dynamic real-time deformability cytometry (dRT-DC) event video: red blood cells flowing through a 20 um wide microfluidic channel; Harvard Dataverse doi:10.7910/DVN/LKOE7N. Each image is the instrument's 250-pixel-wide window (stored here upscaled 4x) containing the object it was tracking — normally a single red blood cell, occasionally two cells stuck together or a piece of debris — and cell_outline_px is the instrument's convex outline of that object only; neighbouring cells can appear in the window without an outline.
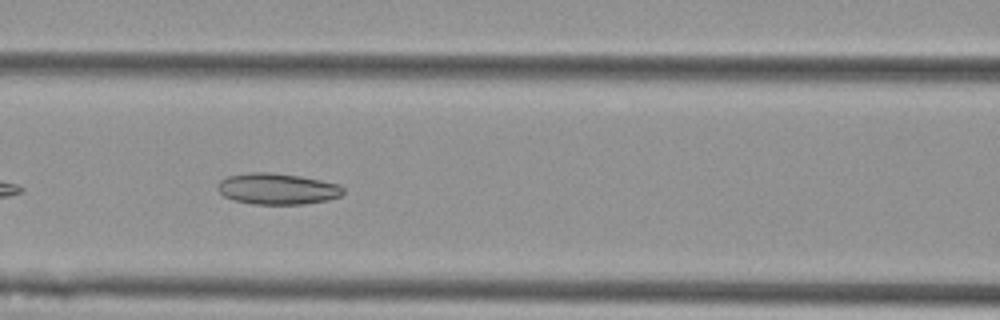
{"species": "Egyptian fruit bat (a non-hibernating species)", "species_latin": "Rousettus aegyptiacus", "temperature_condition": "cold", "stored_images_in_passage": 38, "camera_frame_rate_fps": 3000, "um_per_image_px": 0.085, "animal": {"sex": "female"}, "frame": {"image": 1, "passage_image": 9, "time_ms": 2.667, "image_size_px": [1000, 320], "cell_outline_px": [[344, 192], [340, 196], [328, 200], [304, 204], [252, 204], [232, 200], [224, 196], [216, 188], [220, 180], [228, 176], [248, 172], [268, 172], [300, 176], [340, 184], [344, 188]], "centroid_in_image_um": [23.56, 16.05], "position_along_channel_um": 143.0, "area_um2": 22.95}}
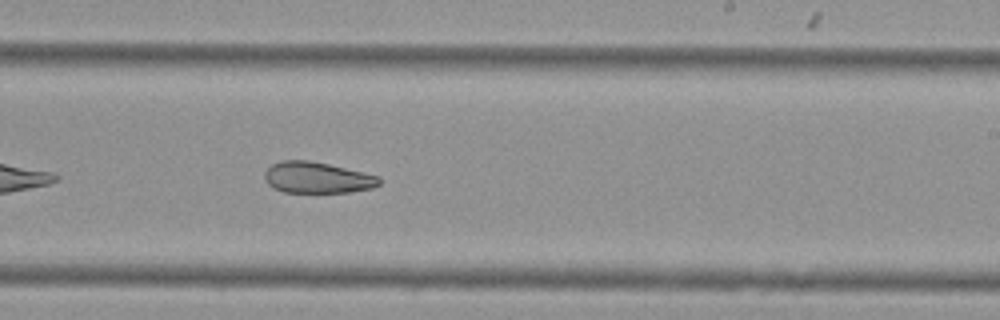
{"frame": {"image": 2, "passage_image": 19, "time_ms": 6.0, "image_size_px": [1000, 320], "cell_outline_px": [[380, 184], [372, 188], [348, 192], [284, 192], [272, 188], [264, 180], [264, 172], [272, 164], [280, 160], [308, 160], [328, 164], [380, 176]], "centroid_in_image_um": [26.93, 15.09], "position_along_channel_um": 262.1, "area_um2": 20.87}}
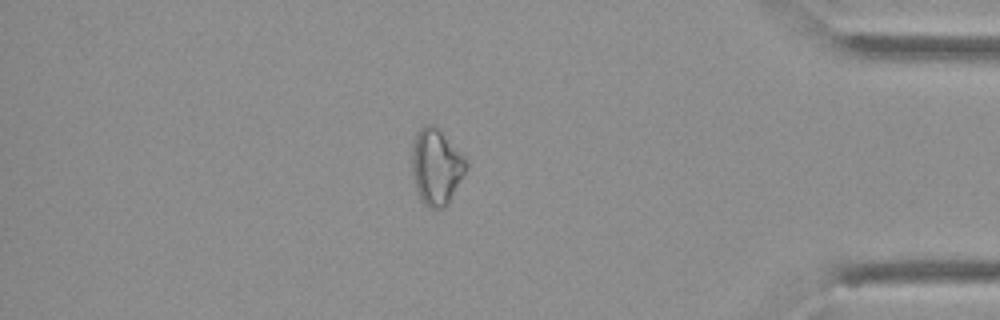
{"frame": {"image": 3, "passage_image": 30, "time_ms": 9.667, "image_size_px": [1000, 320], "cell_outline_px": [[468, 168], [448, 204], [444, 208], [428, 208], [424, 204], [412, 180], [412, 144], [416, 132], [424, 124], [436, 124], [468, 160]], "centroid_in_image_um": [37.09, 14.14], "position_along_channel_um": 398.1, "area_um2": 24.51}, "authors_computed_cell_mechanics": {"area_um2": 22.6287, "velocity_mm_per_s": 3.586, "shape_relaxation_time_tau1_ms": null, "shape_relaxation_time_tau2_ms": 7.4688, "deformation_change_tau1": null, "deformation_change_tau2": 0.1513}}